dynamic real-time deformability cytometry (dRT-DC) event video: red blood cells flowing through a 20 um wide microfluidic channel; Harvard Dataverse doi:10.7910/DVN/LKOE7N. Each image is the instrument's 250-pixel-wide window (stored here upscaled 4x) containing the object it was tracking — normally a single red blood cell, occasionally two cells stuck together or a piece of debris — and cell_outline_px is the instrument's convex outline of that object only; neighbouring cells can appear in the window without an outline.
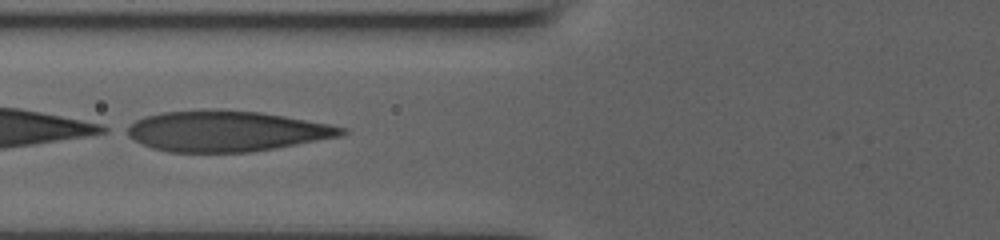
{"species": "human", "species_latin": "Homo sapiens", "temperature_condition": "room temperature", "stored_images_in_passage": 8, "camera_frame_rate_fps": 3000, "um_per_image_px": 0.085, "donor": {"sex": "male"}, "frame": {"image": 1, "passage_image": 7, "time_ms": 2.0, "image_size_px": [1000, 240], "cell_outline_px": [[348, 132], [340, 136], [276, 148], [252, 152], [168, 152], [152, 148], [120, 132], [124, 128], [136, 120], [144, 116], [160, 112], [216, 108], [260, 112], [284, 116], [328, 124], [348, 128]], "centroid_in_image_um": [19.18, 11.13], "position_along_channel_um": 106.6, "area_um2": 51.27}}